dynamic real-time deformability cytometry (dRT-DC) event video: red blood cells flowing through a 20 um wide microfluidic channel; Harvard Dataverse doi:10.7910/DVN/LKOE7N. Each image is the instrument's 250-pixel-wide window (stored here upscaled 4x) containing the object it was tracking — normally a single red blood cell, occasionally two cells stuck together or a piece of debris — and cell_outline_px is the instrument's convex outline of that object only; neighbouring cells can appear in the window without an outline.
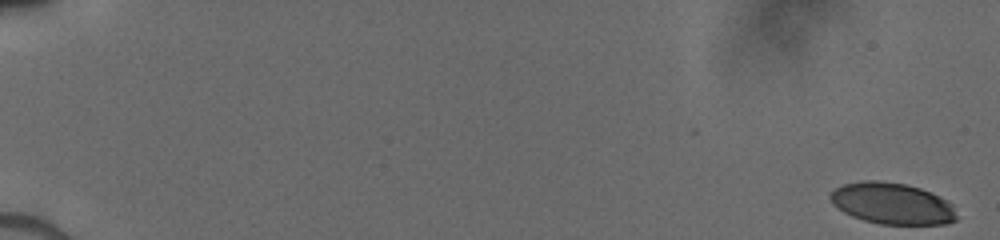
{"species": "human", "species_latin": "Homo sapiens", "temperature_condition": "cold", "stored_images_in_passage": 52, "camera_frame_rate_fps": 3000, "um_per_image_px": 0.085, "donor": {"sex": "male"}, "frame": {"image": 1, "passage_image": 1, "time_ms": 0.0, "image_size_px": [1000, 240], "cell_outline_px": [[956, 220], [948, 224], [880, 224], [864, 220], [852, 216], [844, 212], [832, 204], [828, 196], [836, 188], [844, 184], [864, 180], [880, 180], [904, 184], [920, 188], [932, 192], [948, 200], [952, 204], [956, 216]], "centroid_in_image_um": [75.84, 17.29], "position_along_channel_um": 9.2, "area_um2": 30.58}}
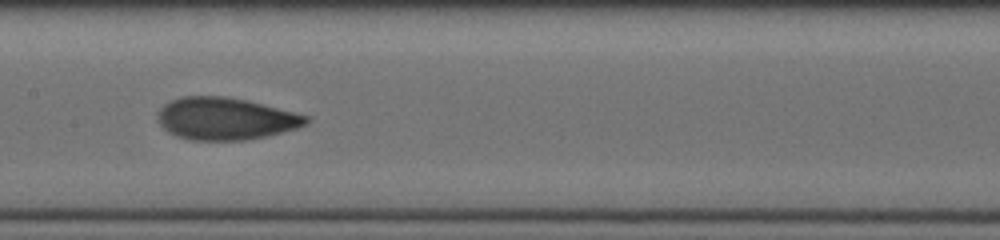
{"frame": {"image": 2, "passage_image": 29, "time_ms": 9.333, "image_size_px": [1000, 240], "cell_outline_px": [[308, 124], [296, 128], [268, 136], [244, 140], [192, 140], [176, 136], [168, 132], [160, 124], [160, 108], [164, 104], [172, 100], [184, 96], [224, 96], [244, 100], [308, 116]], "centroid_in_image_um": [19.16, 10.1], "position_along_channel_um": 188.2, "area_um2": 35.95}}
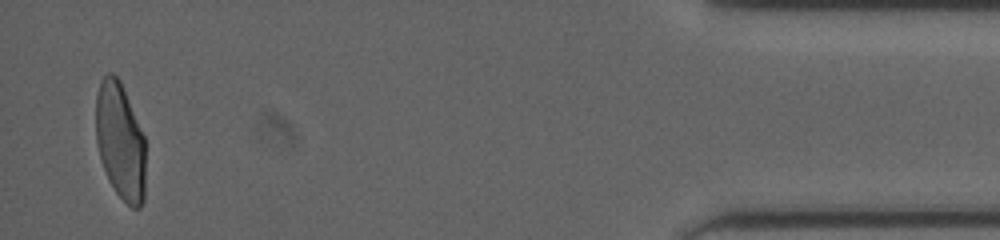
{"frame": {"image": 3, "passage_image": 51, "time_ms": 16.667, "image_size_px": [1000, 240], "cell_outline_px": [[144, 200], [140, 208], [132, 208], [116, 192], [108, 180], [100, 156], [96, 140], [96, 92], [100, 80], [108, 72], [112, 72], [120, 80], [144, 136]], "centroid_in_image_um": [10.21, 11.98], "position_along_channel_um": 425.0, "area_um2": 33.7}}